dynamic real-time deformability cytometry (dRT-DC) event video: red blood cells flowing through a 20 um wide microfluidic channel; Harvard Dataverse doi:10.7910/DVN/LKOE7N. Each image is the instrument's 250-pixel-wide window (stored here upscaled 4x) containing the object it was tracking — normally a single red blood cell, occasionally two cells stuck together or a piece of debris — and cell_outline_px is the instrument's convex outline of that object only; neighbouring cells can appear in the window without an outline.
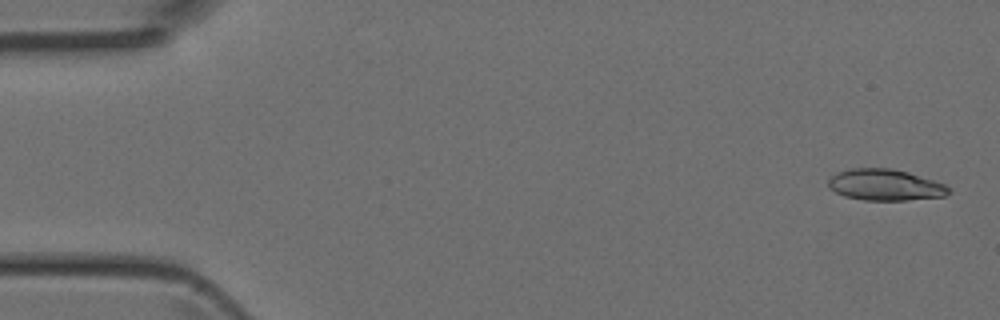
{"species": "Egyptian fruit bat (a non-hibernating species)", "species_latin": "Rousettus aegyptiacus", "temperature_condition": "room temperature", "stored_images_in_passage": 5, "camera_frame_rate_fps": 3000, "um_per_image_px": 0.085, "animal": {"sex": "female"}, "frame": {"image": 1, "passage_image": 1, "time_ms": 0.0, "image_size_px": [1000, 320], "cell_outline_px": [[952, 192], [944, 196], [904, 200], [864, 200], [844, 196], [828, 188], [828, 180], [832, 176], [848, 168], [892, 168], [908, 172], [944, 184]], "centroid_in_image_um": [75.21, 15.71], "position_along_channel_um": 9.8, "area_um2": 21.79}}
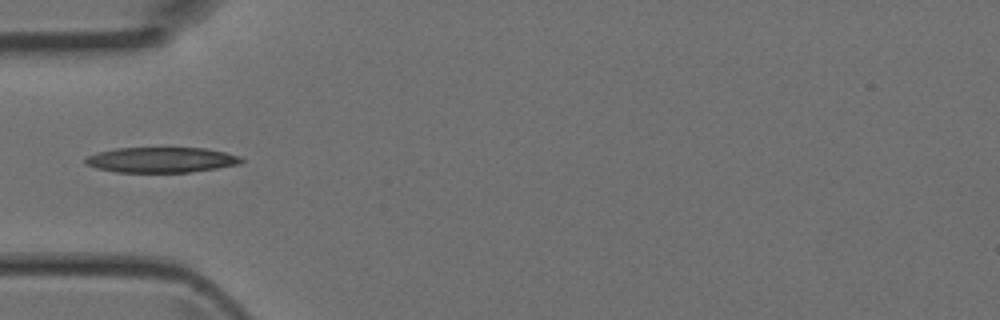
{"frame": {"image": 2, "passage_image": 4, "time_ms": 1.0, "image_size_px": [1000, 320], "cell_outline_px": [[244, 160], [240, 164], [216, 168], [188, 172], [116, 172], [96, 168], [84, 164], [84, 160], [88, 156], [100, 152], [116, 148], [208, 148], [240, 156]], "centroid_in_image_um": [13.71, 13.59], "position_along_channel_um": 71.3, "area_um2": 22.95}}
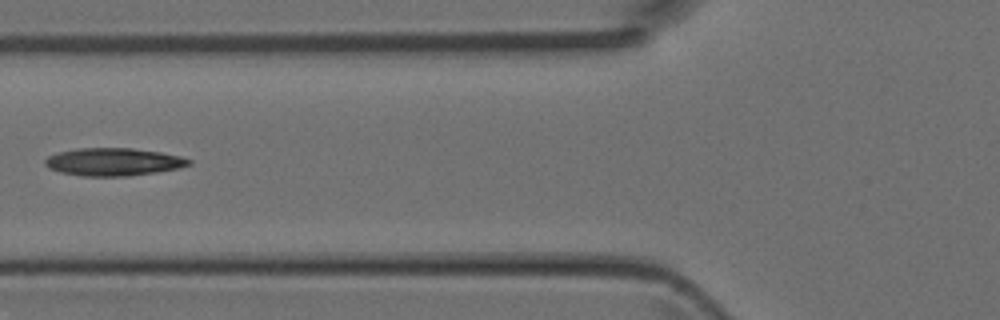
{"frame": {"image": 3, "passage_image": 5, "time_ms": 1.333, "image_size_px": [1000, 320], "cell_outline_px": [[192, 164], [180, 168], [156, 172], [128, 176], [80, 176], [60, 172], [48, 168], [44, 164], [44, 160], [48, 156], [60, 152], [80, 148], [132, 148], [160, 152], [180, 156], [192, 160]], "centroid_in_image_um": [9.65, 13.76], "position_along_channel_um": 116.2, "area_um2": 23.29}}